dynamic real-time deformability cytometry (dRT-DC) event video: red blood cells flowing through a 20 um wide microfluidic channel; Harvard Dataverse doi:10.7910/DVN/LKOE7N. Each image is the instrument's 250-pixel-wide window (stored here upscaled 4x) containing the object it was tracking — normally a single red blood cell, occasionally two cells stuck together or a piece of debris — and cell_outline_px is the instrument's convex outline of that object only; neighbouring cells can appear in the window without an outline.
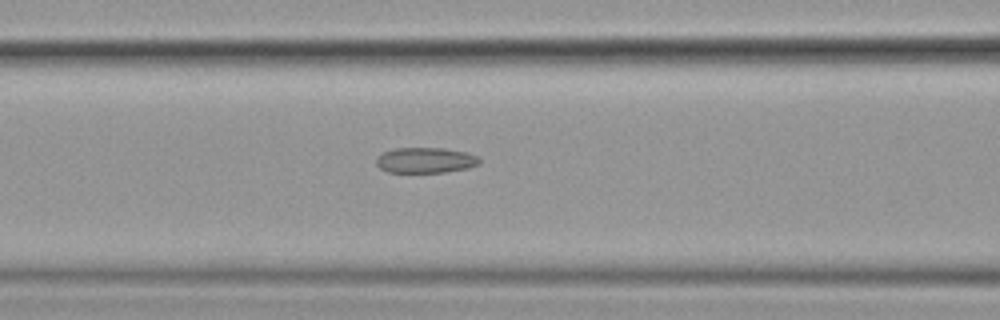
{"species": "common noctule bat (a hibernating species)", "species_latin": "Nyctalus noctula", "temperature_condition": "cold", "stored_images_in_passage": 20, "camera_frame_rate_fps": 3000, "um_per_image_px": 0.085, "animal": {"sex": "female", "body_mass_g": 19.9}, "frame": {"image": 1, "passage_image": 15, "time_ms": 4.667, "image_size_px": [1000, 320], "cell_outline_px": [[480, 164], [468, 168], [444, 172], [388, 172], [380, 168], [376, 164], [376, 156], [384, 152], [396, 148], [444, 148], [468, 152], [480, 156]], "centroid_in_image_um": [36.2, 13.61], "position_along_channel_um": 130.4, "area_um2": 15.49}}